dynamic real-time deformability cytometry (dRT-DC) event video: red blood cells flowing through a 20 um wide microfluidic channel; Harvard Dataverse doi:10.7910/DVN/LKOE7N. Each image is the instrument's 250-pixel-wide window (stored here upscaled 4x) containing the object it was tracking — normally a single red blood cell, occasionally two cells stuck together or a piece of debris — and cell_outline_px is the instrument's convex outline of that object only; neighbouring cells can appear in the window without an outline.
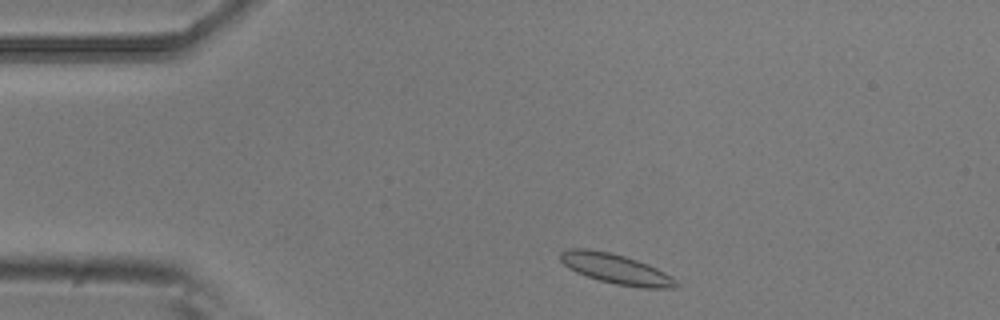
{"species": "common noctule bat (a hibernating species)", "species_latin": "Nyctalus noctula", "temperature_condition": "room temperature", "stored_images_in_passage": 2, "camera_frame_rate_fps": 3000, "um_per_image_px": 0.085, "animal": {"sex": "male", "body_mass_g": 20.5, "forearm_length_mm": 52.5}, "frame": {"image": 1, "passage_image": 1, "time_ms": 0.0, "image_size_px": [1000, 320], "cell_outline_px": [[680, 284], [676, 288], [640, 288], [616, 284], [600, 280], [576, 272], [568, 268], [560, 260], [560, 252], [568, 248], [588, 248], [608, 252], [624, 256], [648, 264], [672, 276]], "centroid_in_image_um": [52.36, 22.86], "position_along_channel_um": 32.6, "area_um2": 20.23}}